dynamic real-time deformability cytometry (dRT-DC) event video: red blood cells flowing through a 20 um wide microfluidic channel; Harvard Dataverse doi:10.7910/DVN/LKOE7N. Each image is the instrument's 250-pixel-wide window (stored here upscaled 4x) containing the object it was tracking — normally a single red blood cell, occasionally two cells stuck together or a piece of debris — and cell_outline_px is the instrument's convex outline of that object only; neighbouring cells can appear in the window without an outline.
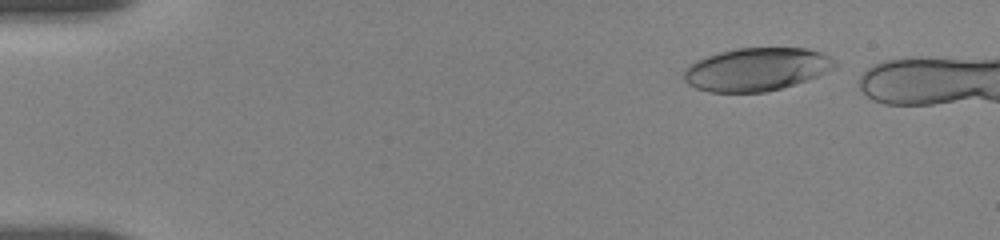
{"species": "human", "species_latin": "Homo sapiens", "temperature_condition": "room temperature", "stored_images_in_passage": 18, "camera_frame_rate_fps": 3000, "um_per_image_px": 0.085, "donor": {"sex": "female"}, "frame": {"image": 1, "passage_image": 3, "time_ms": 0.667, "image_size_px": [1000, 240], "cell_outline_px": [[836, 68], [808, 80], [780, 88], [764, 92], [708, 92], [696, 88], [688, 84], [684, 80], [684, 68], [696, 60], [720, 52], [736, 48], [808, 48], [820, 52], [836, 60]], "centroid_in_image_um": [64.31, 5.89], "position_along_channel_um": 20.7, "area_um2": 37.92}}
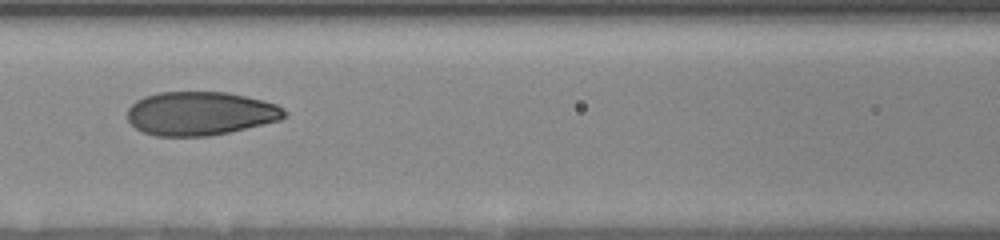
{"frame": {"image": 2, "passage_image": 14, "time_ms": 7.0, "image_size_px": [1000, 240], "cell_outline_px": [[288, 116], [280, 120], [228, 132], [208, 136], [156, 136], [144, 132], [136, 128], [128, 120], [128, 108], [136, 100], [144, 96], [160, 92], [224, 92], [244, 96], [276, 104], [284, 108], [288, 112]], "centroid_in_image_um": [17.03, 9.64], "position_along_channel_um": 149.6, "area_um2": 39.82}}
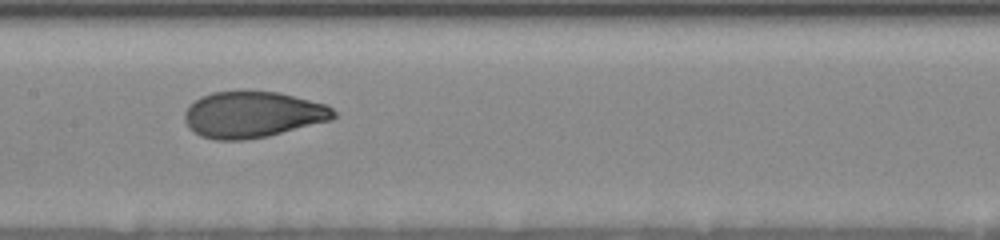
{"frame": {"image": 3, "passage_image": 17, "time_ms": 8.0, "image_size_px": [1000, 240], "cell_outline_px": [[336, 116], [332, 120], [268, 136], [244, 140], [216, 140], [200, 136], [188, 128], [184, 120], [184, 112], [200, 96], [212, 92], [280, 92], [328, 104], [336, 112]], "centroid_in_image_um": [21.5, 9.75], "position_along_channel_um": 185.9, "area_um2": 40.23}}